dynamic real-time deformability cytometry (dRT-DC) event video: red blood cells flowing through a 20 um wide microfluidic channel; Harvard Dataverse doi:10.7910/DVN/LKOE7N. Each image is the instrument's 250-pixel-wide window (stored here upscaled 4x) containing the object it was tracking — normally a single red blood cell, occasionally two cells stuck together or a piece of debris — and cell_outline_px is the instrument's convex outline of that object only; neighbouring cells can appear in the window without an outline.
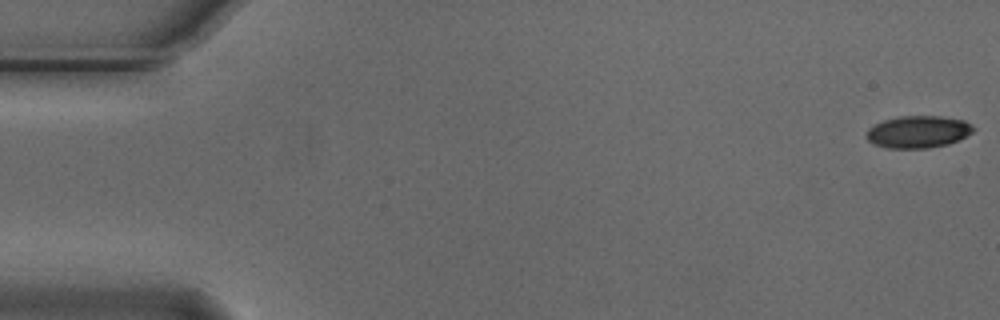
{"species": "Egyptian fruit bat (a non-hibernating species)", "species_latin": "Rousettus aegyptiacus", "temperature_condition": "cold", "stored_images_in_passage": 6, "camera_frame_rate_fps": 3000, "um_per_image_px": 0.085, "animal": {"sex": "male"}, "frame": {"image": 1, "passage_image": 1, "time_ms": 0.0, "image_size_px": [1000, 320], "cell_outline_px": [[976, 128], [972, 132], [948, 144], [928, 148], [884, 148], [872, 144], [868, 140], [868, 128], [884, 120], [900, 116], [940, 116], [964, 120], [972, 124]], "centroid_in_image_um": [78.04, 11.2], "position_along_channel_um": 7.0, "area_um2": 19.94}}
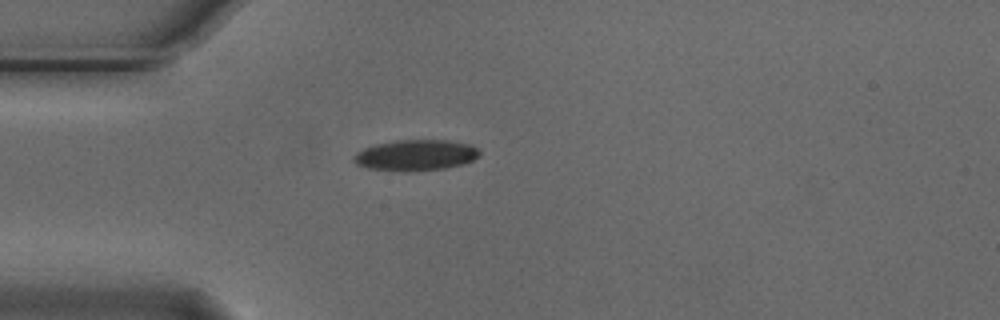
{"frame": {"image": 2, "passage_image": 5, "time_ms": 1.333, "image_size_px": [1000, 320], "cell_outline_px": [[480, 156], [472, 160], [460, 164], [444, 168], [368, 168], [356, 164], [352, 160], [352, 156], [356, 152], [364, 148], [376, 144], [396, 140], [448, 140], [472, 144], [480, 152]], "centroid_in_image_um": [35.35, 13.12], "position_along_channel_um": 49.7, "area_um2": 21.62}}